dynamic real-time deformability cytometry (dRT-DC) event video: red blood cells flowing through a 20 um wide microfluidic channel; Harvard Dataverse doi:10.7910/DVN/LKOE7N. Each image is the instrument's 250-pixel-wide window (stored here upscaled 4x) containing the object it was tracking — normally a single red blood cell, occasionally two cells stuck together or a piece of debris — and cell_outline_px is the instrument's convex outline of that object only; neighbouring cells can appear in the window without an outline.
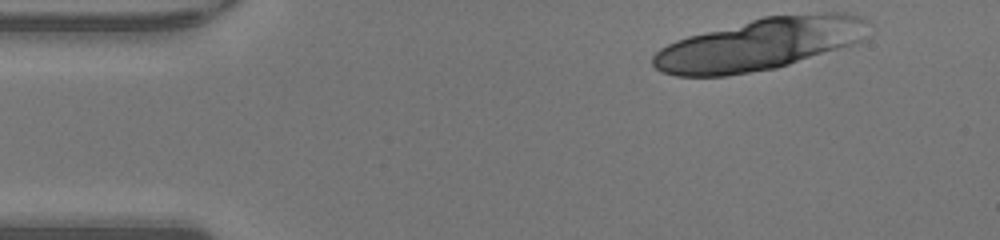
{"species": "human", "species_latin": "Homo sapiens", "temperature_condition": "warm", "stored_images_in_passage": 12, "camera_frame_rate_fps": 3000, "um_per_image_px": 0.085, "donor": {"sex": "male"}, "frame": {"image": 1, "passage_image": 1, "time_ms": 0.0, "image_size_px": [1000, 240], "cell_outline_px": [[872, 24], [864, 36], [860, 40], [852, 44], [776, 68], [728, 76], [676, 76], [660, 72], [652, 64], [652, 56], [660, 48], [676, 40], [688, 36], [764, 16], [820, 12], [848, 12], [860, 16], [868, 20]], "centroid_in_image_um": [64.59, 3.75], "position_along_channel_um": 20.4, "area_um2": 65.37}}